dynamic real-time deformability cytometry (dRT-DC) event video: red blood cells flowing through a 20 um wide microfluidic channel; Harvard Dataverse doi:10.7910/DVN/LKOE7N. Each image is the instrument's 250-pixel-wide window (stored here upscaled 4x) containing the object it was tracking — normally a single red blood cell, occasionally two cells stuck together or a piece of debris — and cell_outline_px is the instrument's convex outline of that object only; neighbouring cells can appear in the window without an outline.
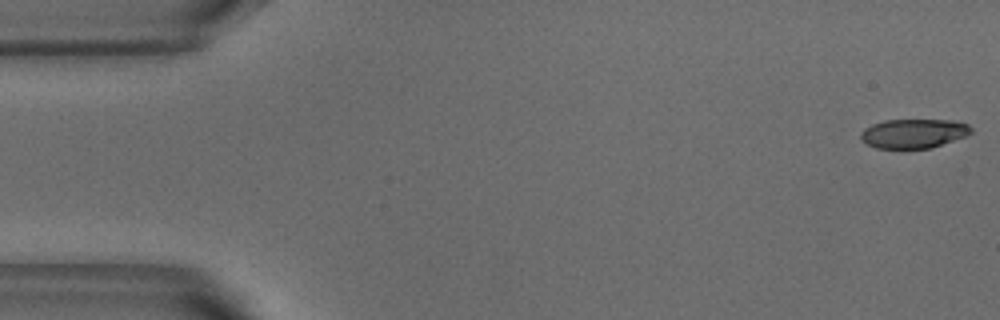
{"species": "common noctule bat (a hibernating species)", "species_latin": "Nyctalus noctula", "temperature_condition": "warm", "stored_images_in_passage": 11, "camera_frame_rate_fps": 3000, "um_per_image_px": 0.085, "animal": {"sex": "male", "body_mass_g": 18.8}, "frame": {"image": 1, "passage_image": 1, "time_ms": 0.0, "image_size_px": [1000, 320], "cell_outline_px": [[972, 132], [964, 136], [932, 148], [876, 148], [860, 140], [860, 132], [864, 128], [872, 124], [884, 120], [952, 120], [968, 124], [972, 128]], "centroid_in_image_um": [77.63, 11.34], "position_along_channel_um": 7.4, "area_um2": 18.79}}